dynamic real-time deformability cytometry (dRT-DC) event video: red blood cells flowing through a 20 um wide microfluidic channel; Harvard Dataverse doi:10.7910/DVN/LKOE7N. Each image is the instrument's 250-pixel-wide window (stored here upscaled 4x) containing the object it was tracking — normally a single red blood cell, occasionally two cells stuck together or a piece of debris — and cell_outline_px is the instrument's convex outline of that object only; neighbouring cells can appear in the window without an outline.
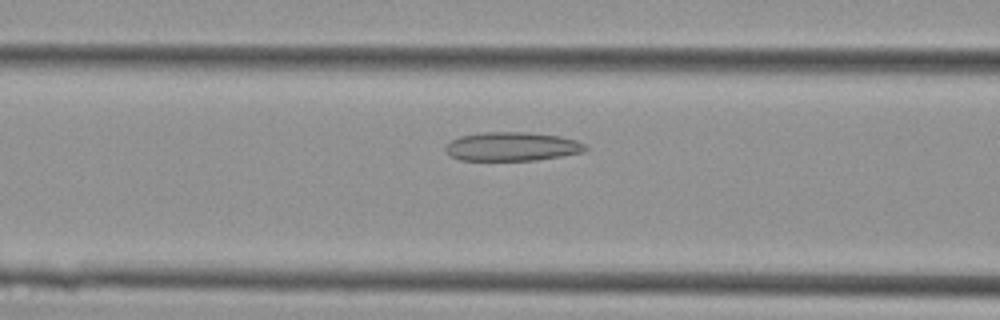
{"species": "Egyptian fruit bat (a non-hibernating species)", "species_latin": "Rousettus aegyptiacus", "temperature_condition": "cold", "stored_images_in_passage": 34, "camera_frame_rate_fps": 3000, "um_per_image_px": 0.085, "animal": {"sex": "female"}, "frame": {"image": 1, "passage_image": 8, "time_ms": 2.333, "image_size_px": [1000, 320], "cell_outline_px": [[588, 148], [584, 152], [536, 160], [460, 160], [452, 156], [444, 148], [452, 140], [460, 136], [484, 132], [528, 132], [560, 136], [576, 140], [584, 144]], "centroid_in_image_um": [43.55, 12.45], "position_along_channel_um": 123.1, "area_um2": 23.35}}
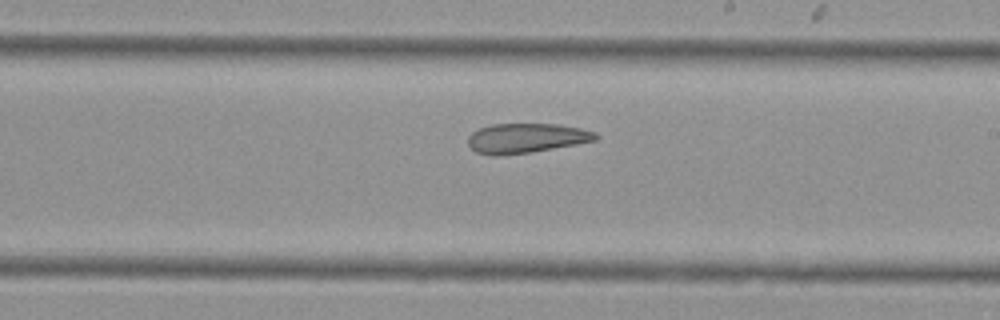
{"frame": {"image": 2, "passage_image": 16, "time_ms": 5.0, "image_size_px": [1000, 320], "cell_outline_px": [[600, 136], [596, 140], [576, 144], [528, 152], [476, 152], [468, 144], [468, 136], [472, 132], [480, 128], [492, 124], [560, 124], [580, 128], [596, 132]], "centroid_in_image_um": [44.81, 11.68], "position_along_channel_um": 244.2, "area_um2": 21.15}}
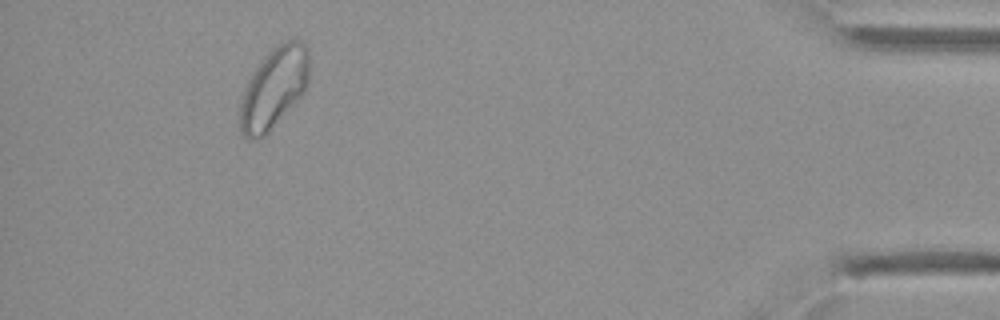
{"frame": {"image": 3, "passage_image": 31, "time_ms": 10.0, "image_size_px": [1000, 320], "cell_outline_px": [[308, 84], [304, 92], [268, 132], [264, 136], [256, 140], [248, 140], [244, 136], [240, 128], [240, 104], [244, 88], [252, 72], [260, 60], [272, 48], [288, 40], [300, 40], [308, 48]], "centroid_in_image_um": [23.26, 7.48], "position_along_channel_um": 411.9, "area_um2": 32.43}}